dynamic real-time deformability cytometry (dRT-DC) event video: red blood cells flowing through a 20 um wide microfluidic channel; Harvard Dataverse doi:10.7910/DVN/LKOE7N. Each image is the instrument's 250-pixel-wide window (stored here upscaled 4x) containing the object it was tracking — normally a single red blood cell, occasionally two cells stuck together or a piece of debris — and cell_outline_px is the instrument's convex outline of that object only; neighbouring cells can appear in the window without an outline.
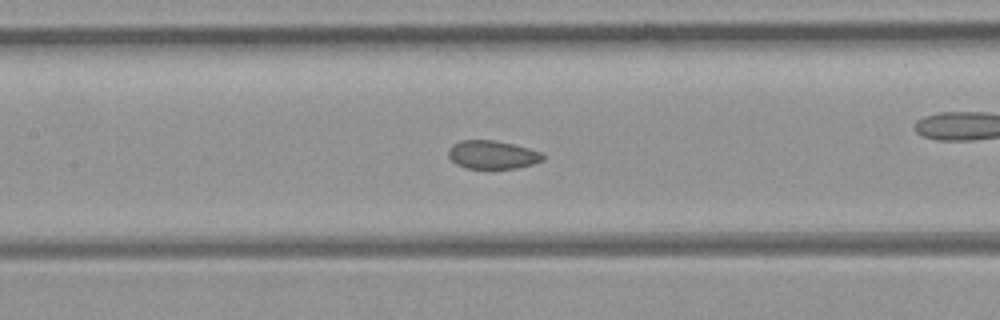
{"species": "common noctule bat (a hibernating species)", "species_latin": "Nyctalus noctula", "temperature_condition": "room temperature", "stored_images_in_passage": 47, "camera_frame_rate_fps": 3000, "um_per_image_px": 0.085, "animal": {"sex": "female", "body_mass_g": 21.9}, "frame": {"image": 1, "passage_image": 21, "time_ms": 6.667, "image_size_px": [1000, 320], "cell_outline_px": [[544, 160], [532, 164], [516, 168], [464, 168], [456, 164], [448, 156], [448, 148], [452, 144], [460, 140], [496, 140], [528, 148], [540, 152], [544, 156]], "centroid_in_image_um": [41.82, 13.14], "position_along_channel_um": 165.6, "area_um2": 15.61}, "authors_computed_cell_mechanics": {"area_um2": 17.1666, "velocity_mm_per_s": 4.4472, "shape_relaxation_time_tau1_ms": null, "shape_relaxation_time_tau2_ms": 1.4225, "deformation_change_tau1": null, "deformation_change_tau2": 0.0393}}